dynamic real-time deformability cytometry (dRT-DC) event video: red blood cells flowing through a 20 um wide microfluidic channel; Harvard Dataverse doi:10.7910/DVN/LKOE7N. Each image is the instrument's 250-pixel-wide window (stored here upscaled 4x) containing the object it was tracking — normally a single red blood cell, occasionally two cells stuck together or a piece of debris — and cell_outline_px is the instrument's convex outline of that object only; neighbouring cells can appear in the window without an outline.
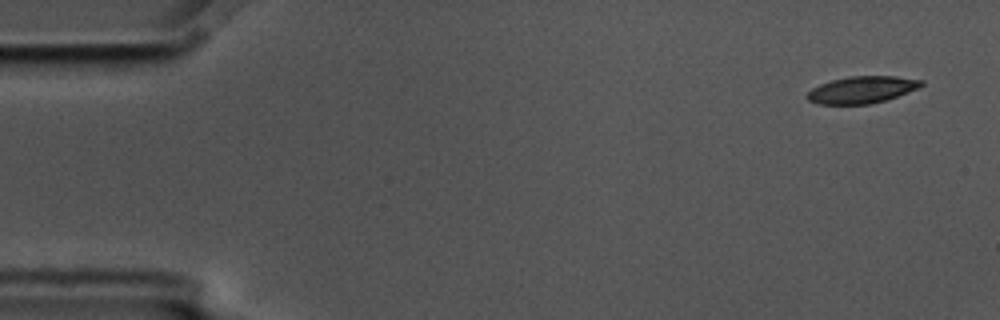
{"species": "common noctule bat (a hibernating species)", "species_latin": "Nyctalus noctula", "temperature_condition": "cold", "stored_images_in_passage": 5, "camera_frame_rate_fps": 3000, "um_per_image_px": 0.085, "animal": {"sex": "male", "body_mass_g": 17.5, "forearm_length_mm": 52.3}, "frame": {"image": 1, "passage_image": 1, "time_ms": 0.0, "image_size_px": [1000, 320], "cell_outline_px": [[924, 84], [920, 88], [884, 100], [868, 104], [816, 104], [808, 100], [804, 96], [812, 88], [820, 84], [832, 80], [848, 76], [896, 76], [924, 80]], "centroid_in_image_um": [73.25, 7.62], "position_along_channel_um": 11.7, "area_um2": 17.98}}
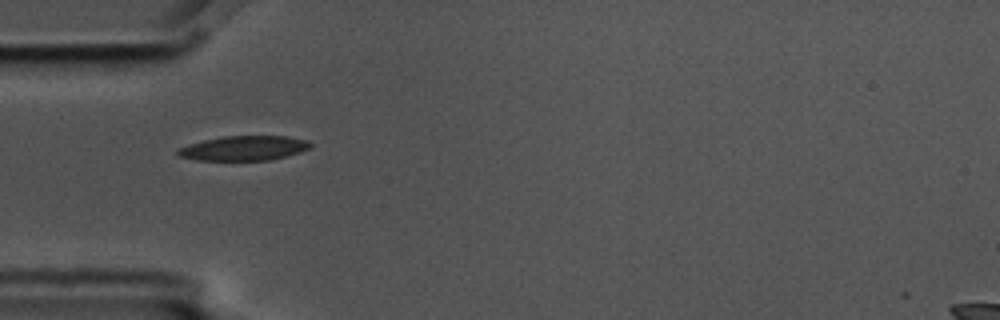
{"frame": {"image": 2, "passage_image": 5, "time_ms": 1.333, "image_size_px": [1000, 320], "cell_outline_px": [[312, 148], [300, 152], [272, 160], [196, 160], [176, 156], [176, 148], [204, 140], [224, 136], [288, 136], [308, 140], [312, 144]], "centroid_in_image_um": [20.73, 12.6], "position_along_channel_um": 64.3, "area_um2": 19.25}}